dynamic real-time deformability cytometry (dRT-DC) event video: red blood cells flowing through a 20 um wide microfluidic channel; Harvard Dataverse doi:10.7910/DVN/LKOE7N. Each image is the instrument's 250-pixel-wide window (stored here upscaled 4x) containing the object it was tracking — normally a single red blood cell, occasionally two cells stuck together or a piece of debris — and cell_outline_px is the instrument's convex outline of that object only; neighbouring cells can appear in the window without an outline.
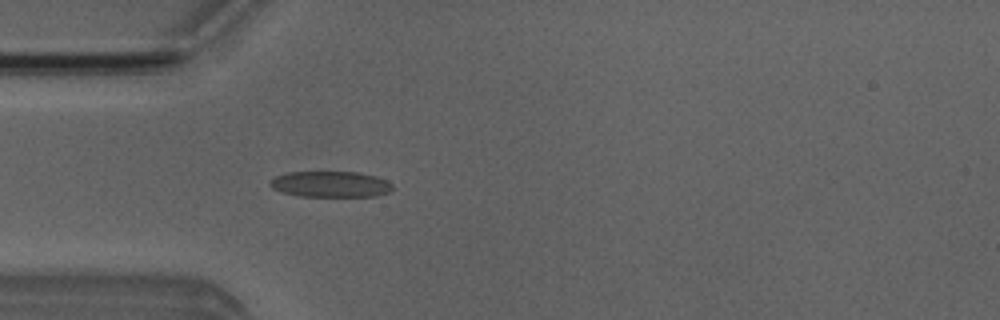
{"species": "Egyptian fruit bat (a non-hibernating species)", "species_latin": "Rousettus aegyptiacus", "temperature_condition": "room temperature", "stored_images_in_passage": 3, "camera_frame_rate_fps": 3000, "um_per_image_px": 0.085, "animal": {"sex": "male"}, "frame": {"image": 1, "passage_image": 3, "time_ms": 3.0, "image_size_px": [1000, 320], "cell_outline_px": [[392, 188], [388, 192], [376, 196], [300, 196], [284, 192], [272, 188], [268, 184], [268, 180], [276, 176], [288, 172], [356, 172], [376, 176], [392, 184]], "centroid_in_image_um": [28.05, 15.65], "position_along_channel_um": 56.9, "area_um2": 18.38}}